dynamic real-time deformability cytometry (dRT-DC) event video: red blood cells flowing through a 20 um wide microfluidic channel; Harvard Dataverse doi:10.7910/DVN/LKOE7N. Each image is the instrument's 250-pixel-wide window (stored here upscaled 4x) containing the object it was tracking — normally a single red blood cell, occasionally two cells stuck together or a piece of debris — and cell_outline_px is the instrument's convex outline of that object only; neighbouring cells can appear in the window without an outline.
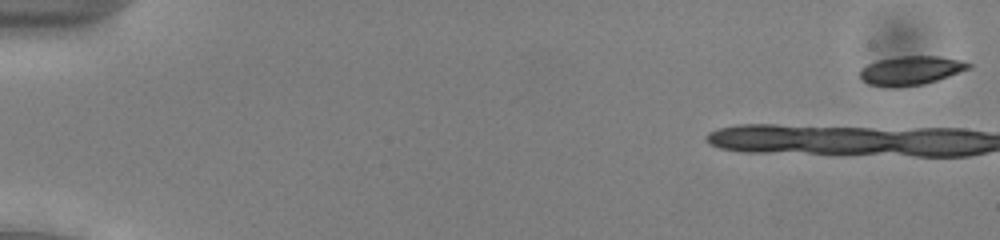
{"species": "common noctule bat (a hibernating species)", "species_latin": "Nyctalus noctula", "temperature_condition": "cold", "stored_images_in_passage": 10, "camera_frame_rate_fps": 3000, "um_per_image_px": 0.085, "animal": {"sex": "male", "body_mass_g": 13.0, "forearm_length_mm": 53.1}, "frame": {"image": 1, "passage_image": 1, "time_ms": 0.0, "image_size_px": [1000, 240], "cell_outline_px": [[972, 68], [924, 84], [892, 88], [868, 84], [860, 76], [860, 68], [876, 60], [900, 56], [940, 56], [960, 60], [972, 64]], "centroid_in_image_um": [77.41, 5.99], "position_along_channel_um": 7.6, "area_um2": 18.38}}